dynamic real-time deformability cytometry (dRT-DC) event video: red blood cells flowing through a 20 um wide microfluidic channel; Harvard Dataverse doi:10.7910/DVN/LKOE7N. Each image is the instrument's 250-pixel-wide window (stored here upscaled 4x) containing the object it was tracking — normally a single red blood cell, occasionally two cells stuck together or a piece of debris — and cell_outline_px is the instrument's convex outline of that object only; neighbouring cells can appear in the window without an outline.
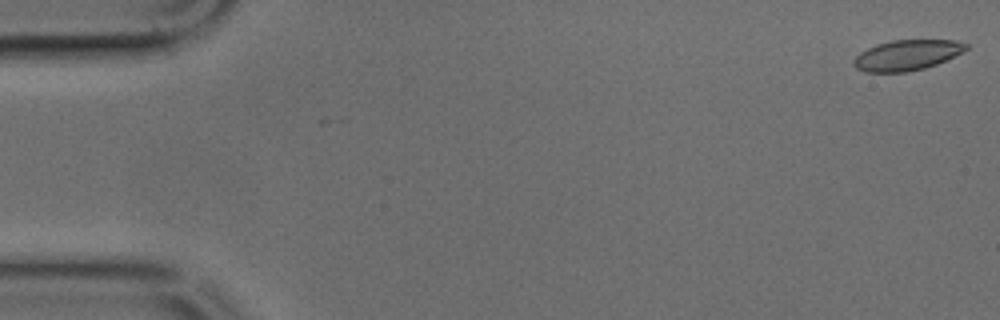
{"species": "common noctule bat (a hibernating species)", "species_latin": "Nyctalus noctula", "temperature_condition": "cold", "stored_images_in_passage": 9, "camera_frame_rate_fps": 3000, "um_per_image_px": 0.085, "animal": {"sex": "male", "body_mass_g": 17.9, "forearm_length_mm": 54.2}, "frame": {"image": 1, "passage_image": 1, "time_ms": 0.0, "image_size_px": [1000, 320], "cell_outline_px": [[968, 48], [936, 64], [924, 68], [904, 72], [864, 72], [856, 68], [852, 64], [856, 56], [860, 52], [876, 44], [892, 40], [956, 40], [968, 44]], "centroid_in_image_um": [77.04, 4.68], "position_along_channel_um": 8.0, "area_um2": 19.71}}